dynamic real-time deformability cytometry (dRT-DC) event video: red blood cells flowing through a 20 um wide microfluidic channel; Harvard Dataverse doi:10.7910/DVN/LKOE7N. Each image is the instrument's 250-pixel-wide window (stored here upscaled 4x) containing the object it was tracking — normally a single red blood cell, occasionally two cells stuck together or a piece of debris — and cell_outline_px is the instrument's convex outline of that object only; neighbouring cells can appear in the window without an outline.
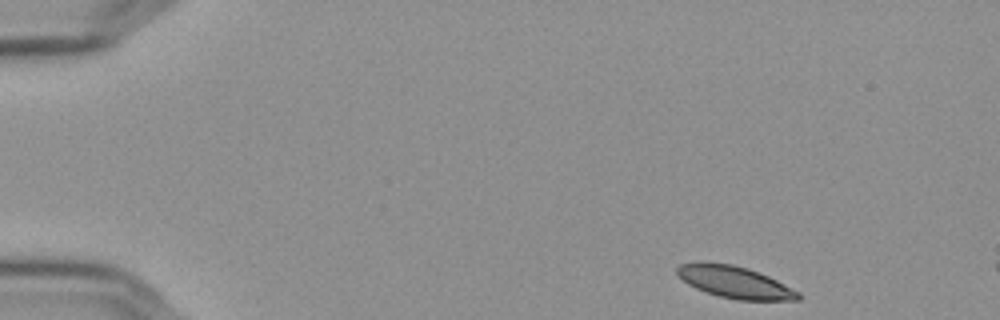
{"species": "Egyptian fruit bat (a non-hibernating species)", "species_latin": "Rousettus aegyptiacus", "temperature_condition": "cold", "stored_images_in_passage": 8, "camera_frame_rate_fps": 3000, "um_per_image_px": 0.085, "frame": {"image": 1, "passage_image": 1, "time_ms": 0.0, "image_size_px": [1000, 320], "cell_outline_px": [[800, 296], [796, 300], [744, 300], [724, 296], [708, 292], [684, 280], [676, 272], [684, 264], [728, 264], [744, 268], [756, 272], [796, 292]], "centroid_in_image_um": [62.48, 24.01], "position_along_channel_um": 22.5, "area_um2": 20.35}}